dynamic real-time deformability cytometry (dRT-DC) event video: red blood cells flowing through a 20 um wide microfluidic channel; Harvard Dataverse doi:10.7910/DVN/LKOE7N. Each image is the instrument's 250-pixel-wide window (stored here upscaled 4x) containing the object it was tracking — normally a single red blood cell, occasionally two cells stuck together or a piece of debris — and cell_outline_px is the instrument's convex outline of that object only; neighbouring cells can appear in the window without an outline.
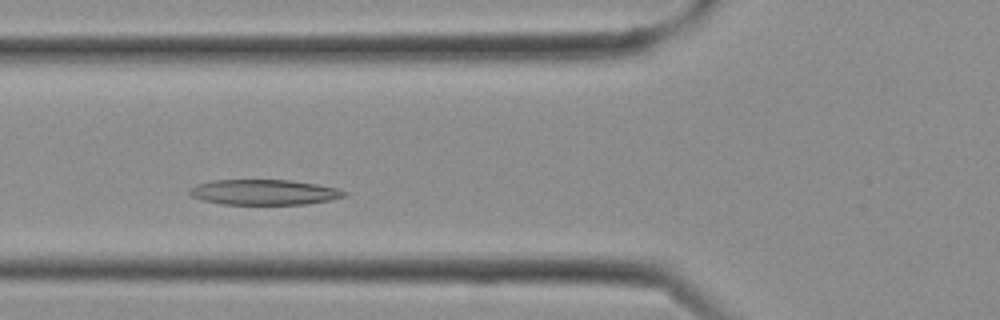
{"species": "Egyptian fruit bat (a non-hibernating species)", "species_latin": "Rousettus aegyptiacus", "temperature_condition": "cold", "stored_images_in_passage": 24, "camera_frame_rate_fps": 3000, "um_per_image_px": 0.085, "frame": {"image": 1, "passage_image": 6, "time_ms": 1.667, "image_size_px": [1000, 320], "cell_outline_px": [[348, 196], [332, 200], [304, 204], [224, 204], [204, 200], [192, 196], [188, 192], [196, 184], [212, 180], [292, 180], [316, 184], [336, 188], [348, 192]], "centroid_in_image_um": [22.5, 16.33], "position_along_channel_um": 103.3, "area_um2": 22.77}}
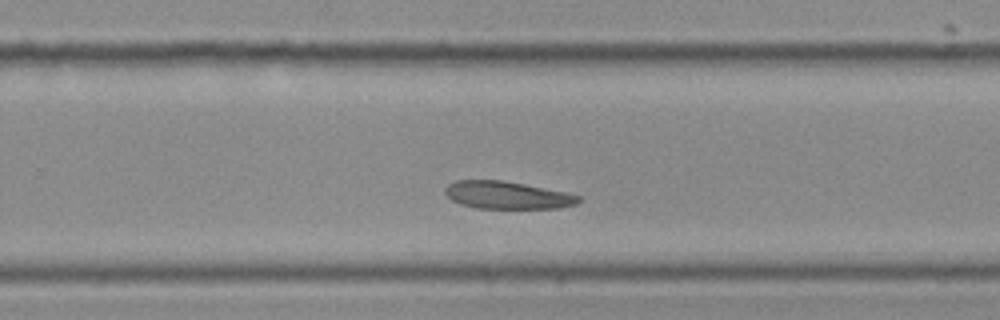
{"frame": {"image": 2, "passage_image": 14, "time_ms": 4.333, "image_size_px": [1000, 320], "cell_outline_px": [[580, 200], [576, 204], [560, 208], [476, 208], [460, 204], [452, 200], [444, 192], [444, 188], [448, 184], [456, 180], [500, 180], [524, 184], [564, 192], [580, 196]], "centroid_in_image_um": [43.07, 16.59], "position_along_channel_um": 286.7, "area_um2": 21.27}}
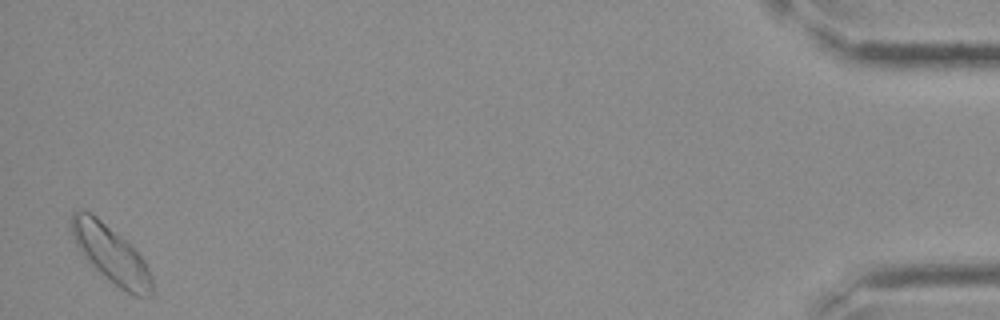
{"frame": {"image": 3, "passage_image": 24, "time_ms": 7.667, "image_size_px": [1000, 320], "cell_outline_px": [[152, 296], [132, 296], [120, 288], [92, 268], [76, 244], [68, 220], [72, 212], [92, 212], [120, 236], [144, 260], [152, 276]], "centroid_in_image_um": [9.41, 21.63], "position_along_channel_um": 425.8, "area_um2": 26.65}}